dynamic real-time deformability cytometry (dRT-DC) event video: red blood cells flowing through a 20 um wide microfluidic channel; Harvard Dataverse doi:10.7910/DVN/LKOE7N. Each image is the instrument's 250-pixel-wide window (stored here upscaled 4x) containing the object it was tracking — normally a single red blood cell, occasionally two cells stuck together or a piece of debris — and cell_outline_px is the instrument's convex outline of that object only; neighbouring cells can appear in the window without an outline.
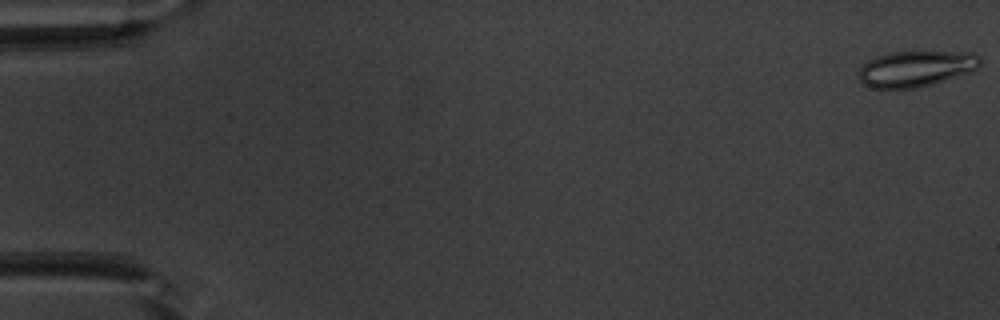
{"species": "common noctule bat (a hibernating species)", "species_latin": "Nyctalus noctula", "temperature_condition": "warm", "stored_images_in_passage": 52, "camera_frame_rate_fps": 3000, "um_per_image_px": 0.085, "animal": {"sex": "male", "body_mass_g": 20.1, "forearm_length_mm": 53.5}, "frame": {"image": 1, "passage_image": 1, "time_ms": 0.0, "image_size_px": [1000, 320], "cell_outline_px": [[984, 60], [976, 68], [968, 72], [932, 84], [916, 88], [872, 88], [864, 84], [860, 80], [860, 68], [868, 60], [876, 56], [892, 52], [976, 52]], "centroid_in_image_um": [77.88, 5.82], "position_along_channel_um": 7.1, "area_um2": 25.2}}
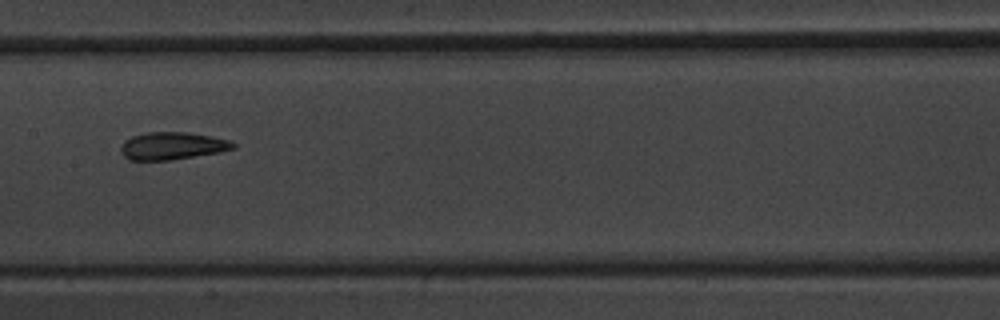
{"frame": {"image": 2, "passage_image": 27, "time_ms": 8.667, "image_size_px": [1000, 320], "cell_outline_px": [[236, 148], [220, 152], [168, 160], [128, 160], [120, 152], [120, 148], [124, 140], [132, 136], [148, 132], [188, 132], [228, 140], [236, 144]], "centroid_in_image_um": [14.61, 12.4], "position_along_channel_um": 192.8, "area_um2": 17.92}}
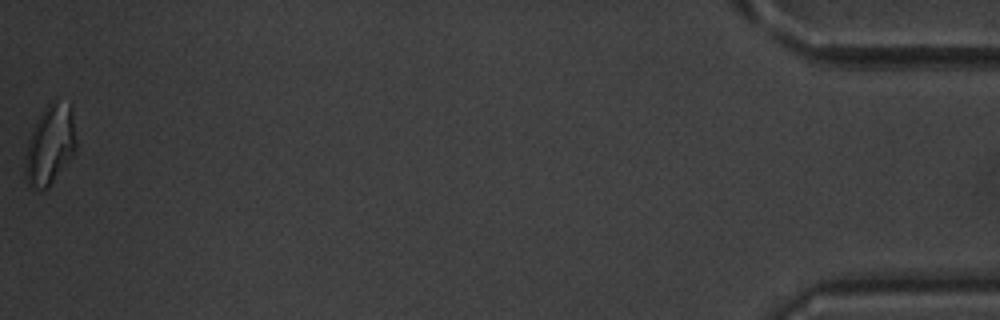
{"frame": {"image": 3, "passage_image": 52, "time_ms": 17.0, "image_size_px": [1000, 320], "cell_outline_px": [[76, 148], [48, 188], [40, 192], [32, 188], [28, 184], [24, 176], [28, 140], [44, 108], [52, 100], [72, 104], [76, 144]], "centroid_in_image_um": [4.25, 12.33], "position_along_channel_um": 430.9, "area_um2": 23.29}, "authors_computed_cell_mechanics": {"area_um2": 18.8428, "velocity_mm_per_s": 3.9701, "shape_relaxation_time_tau1_ms": 6.5524, "shape_relaxation_time_tau2_ms": 2.0913, "deformation_change_tau1": 0.1646, "deformation_change_tau2": 0.0966}}